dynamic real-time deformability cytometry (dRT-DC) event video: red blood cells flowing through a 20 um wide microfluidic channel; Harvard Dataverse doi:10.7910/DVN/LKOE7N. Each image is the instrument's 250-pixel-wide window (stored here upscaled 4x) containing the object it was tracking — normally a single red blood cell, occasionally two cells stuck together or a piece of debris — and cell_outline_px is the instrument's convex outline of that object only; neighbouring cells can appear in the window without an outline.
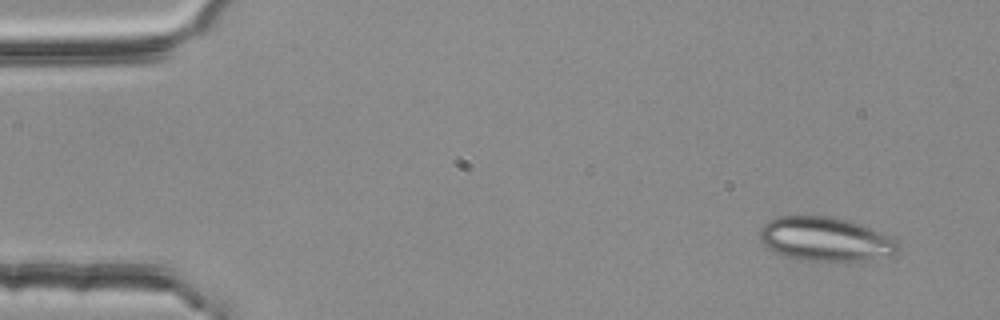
{"species": "common noctule bat (a hibernating species)", "species_latin": "Nyctalus noctula", "temperature_condition": "room temperature", "stored_images_in_passage": 4, "segment_of_instrument_passage": [1, 2], "camera_frame_rate_fps": 3000, "um_per_image_px": 0.085, "animal": {"sex": "female", "body_mass_g": 25.1}, "frame": {"image": 1, "passage_image": 1, "time_ms": 0.0, "image_size_px": [1000, 320], "cell_outline_px": [[900, 248], [892, 256], [860, 264], [808, 260], [788, 256], [776, 252], [768, 248], [760, 240], [760, 228], [768, 220], [780, 216], [832, 216], [860, 224], [880, 232], [896, 240], [900, 244]], "centroid_in_image_um": [70.25, 20.37], "position_along_channel_um": 14.8, "area_um2": 36.24}}